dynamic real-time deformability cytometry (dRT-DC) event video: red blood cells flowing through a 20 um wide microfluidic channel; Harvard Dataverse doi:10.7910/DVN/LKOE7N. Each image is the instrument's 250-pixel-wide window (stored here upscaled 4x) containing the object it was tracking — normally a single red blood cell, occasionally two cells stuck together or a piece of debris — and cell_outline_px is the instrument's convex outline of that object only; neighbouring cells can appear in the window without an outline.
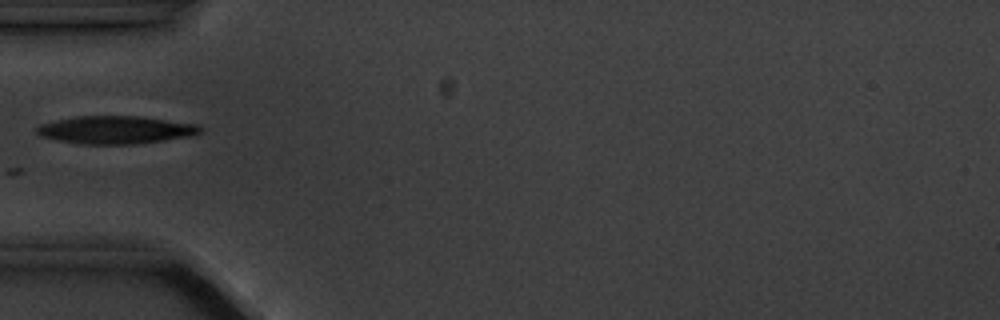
{"species": "common noctule bat (a hibernating species)", "species_latin": "Nyctalus noctula", "temperature_condition": "cold", "stored_images_in_passage": 5, "camera_frame_rate_fps": 3000, "um_per_image_px": 0.085, "animal": {"sex": "male", "body_mass_g": 20.1, "forearm_length_mm": 53.5}, "frame": {"image": 1, "passage_image": 5, "time_ms": 4.667, "image_size_px": [1000, 320], "cell_outline_px": [[204, 132], [192, 136], [136, 144], [80, 144], [56, 140], [40, 136], [36, 132], [36, 128], [40, 124], [56, 120], [76, 116], [136, 116], [200, 124], [204, 128]], "centroid_in_image_um": [9.88, 11.04], "position_along_channel_um": 75.1, "area_um2": 26.76}}